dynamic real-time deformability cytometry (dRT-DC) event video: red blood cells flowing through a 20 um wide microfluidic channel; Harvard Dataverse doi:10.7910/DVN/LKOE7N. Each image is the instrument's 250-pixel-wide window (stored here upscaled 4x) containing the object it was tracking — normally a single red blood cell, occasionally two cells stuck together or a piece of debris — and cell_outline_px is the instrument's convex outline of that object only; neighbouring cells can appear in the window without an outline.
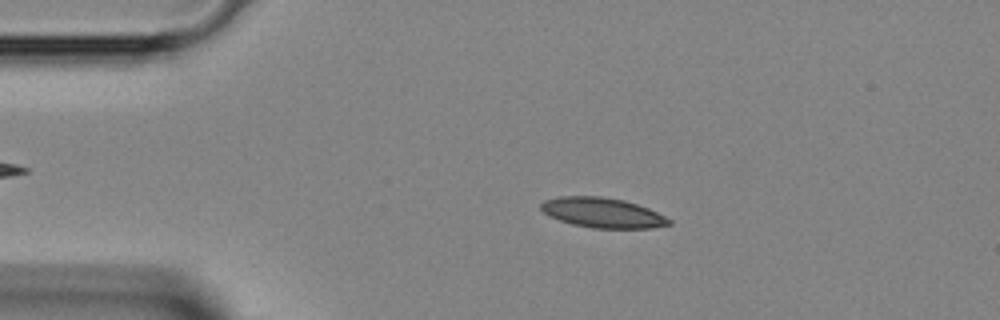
{"species": "Egyptian fruit bat (a non-hibernating species)", "species_latin": "Rousettus aegyptiacus", "temperature_condition": "room temperature", "stored_images_in_passage": 23, "camera_frame_rate_fps": 3000, "um_per_image_px": 0.085, "animal": {"sex": "female"}, "frame": {"image": 1, "passage_image": 8, "time_ms": 2.333, "image_size_px": [1000, 320], "cell_outline_px": [[672, 224], [652, 228], [592, 228], [572, 224], [548, 216], [540, 208], [540, 204], [544, 200], [560, 196], [600, 196], [624, 200], [648, 208], [672, 220]], "centroid_in_image_um": [51.2, 18.08], "position_along_channel_um": 33.8, "area_um2": 22.37}}
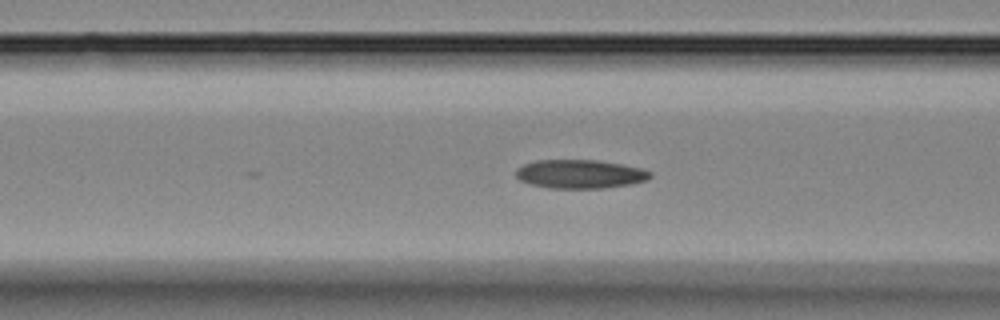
{"frame": {"image": 2, "passage_image": 16, "time_ms": 5.0, "image_size_px": [1000, 320], "cell_outline_px": [[652, 176], [648, 180], [632, 184], [604, 188], [548, 188], [528, 184], [520, 180], [516, 176], [516, 168], [524, 164], [536, 160], [596, 160], [624, 164], [640, 168], [652, 172]], "centroid_in_image_um": [49.31, 14.79], "position_along_channel_um": 117.3, "area_um2": 22.72}}
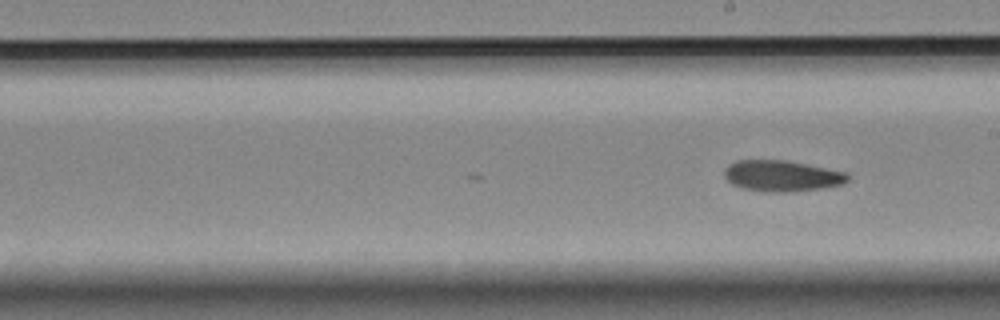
{"frame": {"image": 3, "passage_image": 23, "time_ms": 7.333, "image_size_px": [1000, 320], "cell_outline_px": [[848, 180], [844, 184], [820, 188], [788, 192], [764, 192], [740, 188], [732, 184], [724, 176], [724, 168], [728, 164], [736, 160], [784, 160], [848, 172]], "centroid_in_image_um": [66.42, 14.95], "position_along_channel_um": 222.6, "area_um2": 22.43}}